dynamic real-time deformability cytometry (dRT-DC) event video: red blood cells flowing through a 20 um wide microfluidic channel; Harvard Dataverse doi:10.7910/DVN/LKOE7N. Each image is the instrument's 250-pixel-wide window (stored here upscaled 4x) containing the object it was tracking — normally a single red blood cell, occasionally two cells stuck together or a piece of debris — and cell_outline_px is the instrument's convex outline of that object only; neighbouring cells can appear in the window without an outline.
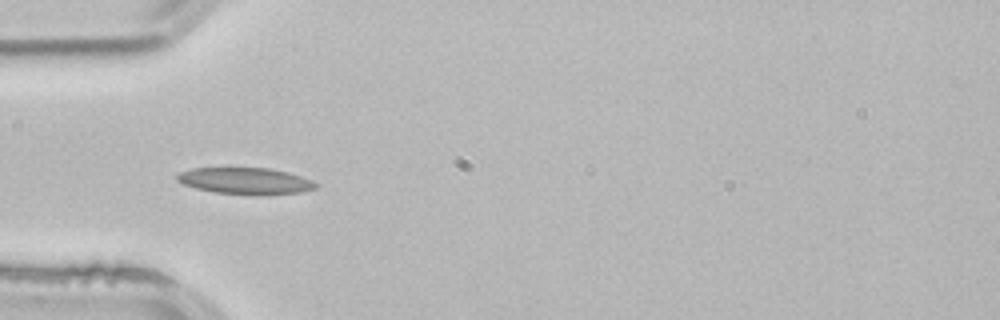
{"species": "common noctule bat (a hibernating species)", "species_latin": "Nyctalus noctula", "temperature_condition": "room temperature", "stored_images_in_passage": 3, "camera_frame_rate_fps": 3000, "um_per_image_px": 0.085, "animal": {"sex": "male", "body_mass_g": 21.5, "forearm_length_mm": 52.0}, "frame": {"image": 1, "passage_image": 3, "time_ms": 0.667, "image_size_px": [1000, 320], "cell_outline_px": [[320, 184], [316, 188], [300, 192], [260, 196], [252, 196], [216, 192], [196, 188], [184, 184], [176, 180], [176, 176], [180, 172], [192, 168], [268, 168], [288, 172], [312, 180]], "centroid_in_image_um": [20.89, 15.39], "position_along_channel_um": 64.1, "area_um2": 21.68}}